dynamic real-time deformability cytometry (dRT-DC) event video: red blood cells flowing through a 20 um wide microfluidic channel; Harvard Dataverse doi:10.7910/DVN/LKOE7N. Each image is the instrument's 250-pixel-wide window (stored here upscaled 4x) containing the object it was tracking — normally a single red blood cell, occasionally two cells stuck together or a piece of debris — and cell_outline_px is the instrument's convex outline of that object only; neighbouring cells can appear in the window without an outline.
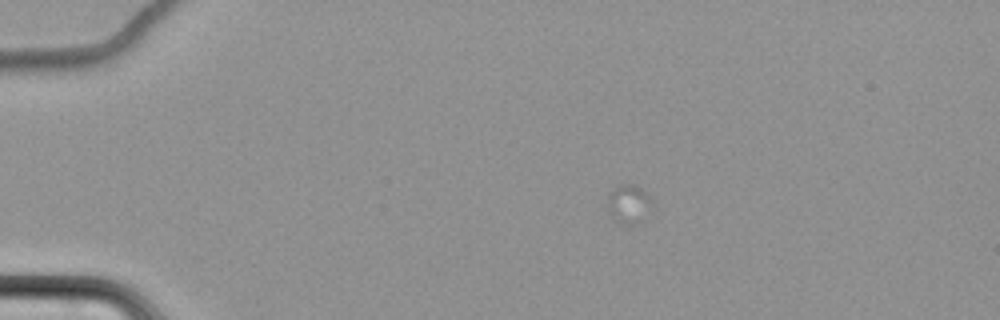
{"species": "common noctule bat (a hibernating species)", "species_latin": "Nyctalus noctula", "temperature_condition": "cold", "stored_images_in_passage": 4, "camera_frame_rate_fps": 3000, "um_per_image_px": 0.085, "animal": {"sex": "female", "body_mass_g": 22.7, "forearm_length_mm": 54.2}, "frame": {"image": 1, "passage_image": 1, "time_ms": 0.0, "image_size_px": [1000, 320], "cell_outline_px": [[656, 208], [640, 224], [624, 224], [616, 220], [612, 216], [608, 208], [608, 192], [616, 184], [636, 184], [652, 200]], "centroid_in_image_um": [53.51, 17.34], "position_along_channel_um": 31.5, "area_um2": 10.58}}